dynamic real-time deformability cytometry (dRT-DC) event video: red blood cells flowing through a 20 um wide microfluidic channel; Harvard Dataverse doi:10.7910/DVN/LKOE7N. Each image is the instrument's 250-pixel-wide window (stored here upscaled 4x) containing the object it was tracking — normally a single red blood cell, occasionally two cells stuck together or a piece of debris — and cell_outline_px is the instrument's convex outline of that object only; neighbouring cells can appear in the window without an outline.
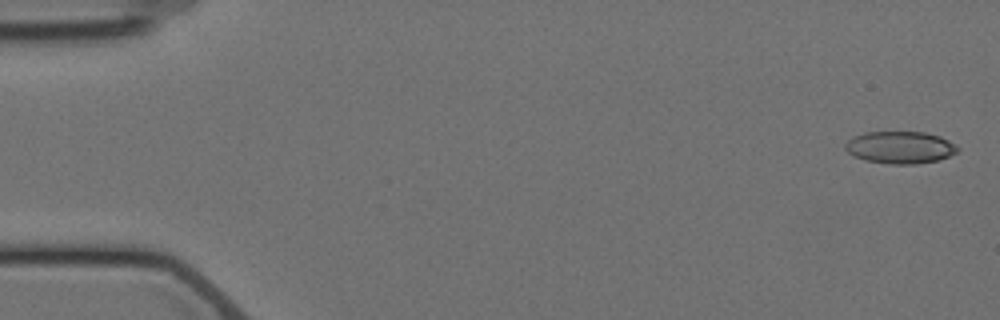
{"species": "Egyptian fruit bat (a non-hibernating species)", "species_latin": "Rousettus aegyptiacus", "temperature_condition": "cold", "stored_images_in_passage": 11, "camera_frame_rate_fps": 3000, "um_per_image_px": 0.085, "animal": {"sex": "female"}, "frame": {"image": 1, "passage_image": 1, "time_ms": 0.0, "image_size_px": [1000, 320], "cell_outline_px": [[960, 148], [956, 152], [948, 156], [936, 160], [916, 164], [892, 164], [864, 160], [848, 152], [844, 148], [844, 144], [848, 140], [864, 132], [924, 132], [940, 136], [956, 144]], "centroid_in_image_um": [76.52, 12.52], "position_along_channel_um": 8.5, "area_um2": 20.98}}
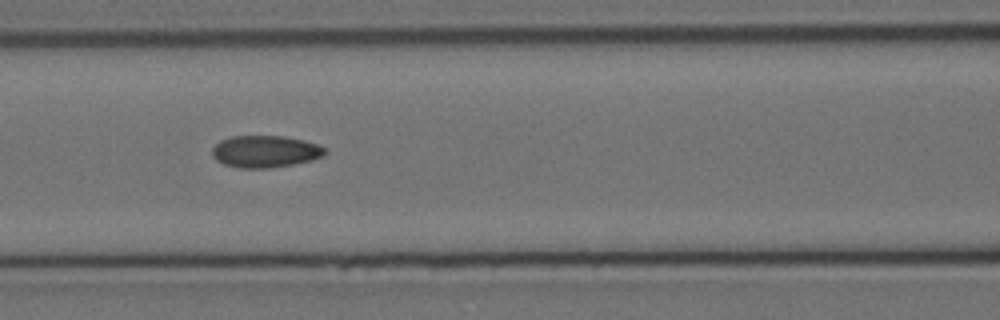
{"frame": {"image": 2, "passage_image": 7, "time_ms": 7.667, "image_size_px": [1000, 320], "cell_outline_px": [[328, 152], [324, 156], [312, 160], [272, 168], [240, 168], [224, 164], [216, 160], [212, 156], [212, 148], [220, 140], [232, 136], [284, 136], [304, 140], [316, 144], [324, 148]], "centroid_in_image_um": [22.54, 12.88], "position_along_channel_um": 144.1, "area_um2": 21.1}}
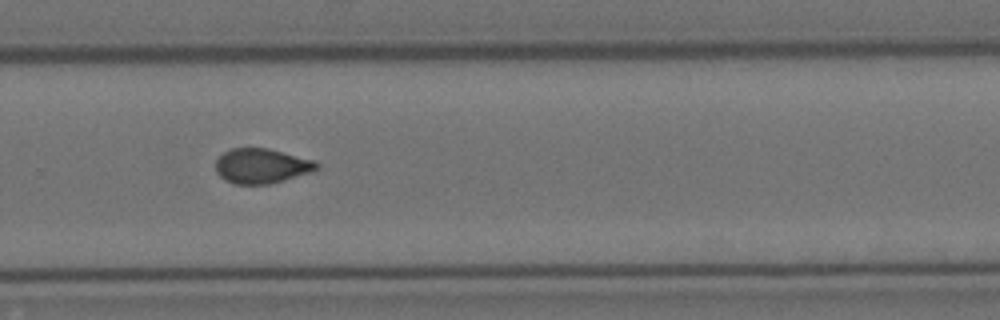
{"frame": {"image": 3, "passage_image": 11, "time_ms": 12.333, "image_size_px": [1000, 320], "cell_outline_px": [[320, 168], [312, 172], [284, 180], [268, 184], [232, 184], [224, 180], [216, 172], [216, 160], [224, 152], [232, 148], [268, 148], [316, 160], [320, 164]], "centroid_in_image_um": [22.26, 14.1], "position_along_channel_um": 307.5, "area_um2": 20.75}}